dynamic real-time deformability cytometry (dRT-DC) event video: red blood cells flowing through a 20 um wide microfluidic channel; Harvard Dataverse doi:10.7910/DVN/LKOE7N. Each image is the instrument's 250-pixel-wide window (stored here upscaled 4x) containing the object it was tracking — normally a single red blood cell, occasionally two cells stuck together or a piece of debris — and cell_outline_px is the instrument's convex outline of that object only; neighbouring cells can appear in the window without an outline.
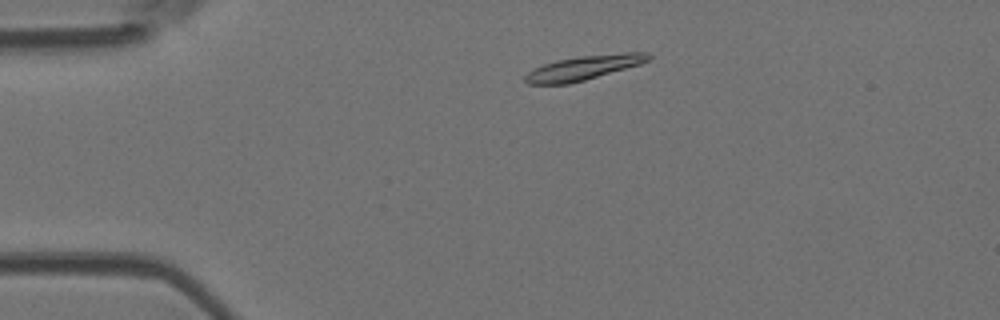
{"species": "Egyptian fruit bat (a non-hibernating species)", "species_latin": "Rousettus aegyptiacus", "temperature_condition": "room temperature", "stored_images_in_passage": 48, "camera_frame_rate_fps": 3000, "um_per_image_px": 0.085, "animal": {"sex": "female"}, "frame": {"image": 1, "passage_image": 6, "time_ms": 1.667, "image_size_px": [1000, 320], "cell_outline_px": [[652, 56], [648, 60], [640, 64], [584, 80], [568, 84], [528, 84], [524, 80], [524, 76], [528, 72], [544, 64], [556, 60], [580, 56], [624, 52], [648, 52]], "centroid_in_image_um": [49.62, 5.75], "position_along_channel_um": 35.4, "area_um2": 17.34}}
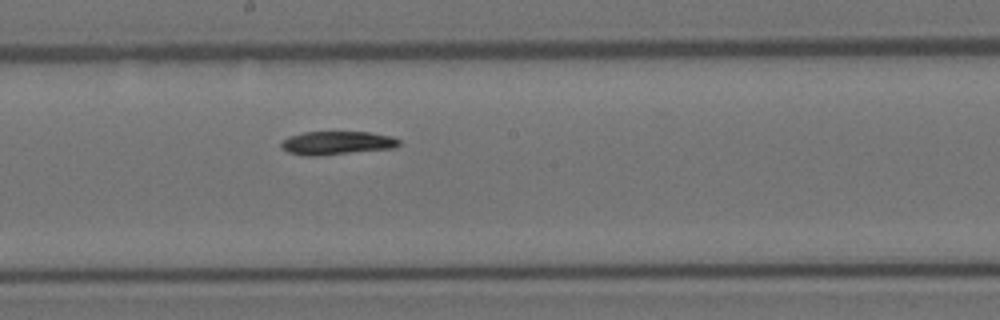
{"frame": {"image": 2, "passage_image": 24, "time_ms": 7.667, "image_size_px": [1000, 320], "cell_outline_px": [[400, 144], [396, 148], [312, 156], [308, 156], [288, 152], [280, 148], [280, 144], [288, 136], [304, 132], [372, 132], [392, 136], [400, 140]], "centroid_in_image_um": [28.65, 12.14], "position_along_channel_um": 219.6, "area_um2": 16.13}}
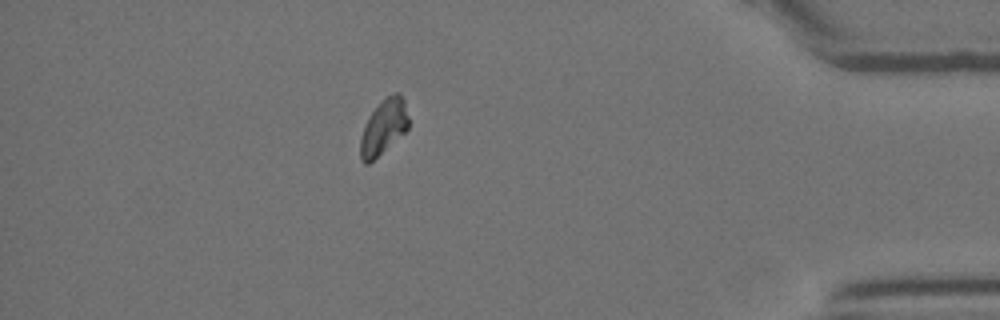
{"frame": {"image": 3, "passage_image": 42, "time_ms": 13.667, "image_size_px": [1000, 320], "cell_outline_px": [[408, 128], [404, 132], [368, 164], [364, 164], [360, 160], [360, 136], [368, 116], [380, 100], [396, 92], [400, 92], [404, 100], [408, 116]], "centroid_in_image_um": [32.58, 10.77], "position_along_channel_um": 402.6, "area_um2": 15.37}, "authors_computed_cell_mechanics": {"area_um2": 16.5308, "velocity_mm_per_s": 3.7501, "shape_relaxation_time_tau1_ms": 6.7476, "shape_relaxation_time_tau2_ms": null, "deformation_change_tau1": 0.1774, "deformation_change_tau2": null}}